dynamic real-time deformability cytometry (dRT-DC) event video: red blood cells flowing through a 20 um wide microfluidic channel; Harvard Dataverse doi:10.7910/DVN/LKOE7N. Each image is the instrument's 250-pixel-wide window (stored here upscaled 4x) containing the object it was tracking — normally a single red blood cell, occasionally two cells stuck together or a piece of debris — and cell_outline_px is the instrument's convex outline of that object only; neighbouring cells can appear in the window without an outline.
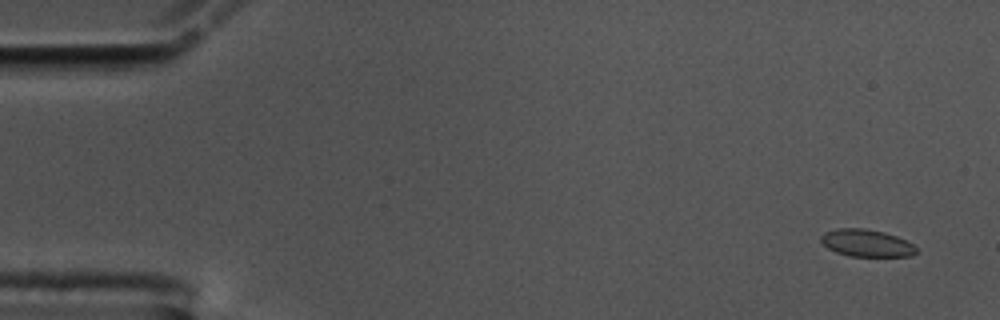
{"species": "common noctule bat (a hibernating species)", "species_latin": "Nyctalus noctula", "temperature_condition": "cold", "stored_images_in_passage": 18, "camera_frame_rate_fps": 3000, "um_per_image_px": 0.085, "animal": {"sex": "male", "body_mass_g": 17.5, "forearm_length_mm": 52.3}, "frame": {"image": 1, "passage_image": 3, "time_ms": 0.667, "image_size_px": [1000, 320], "cell_outline_px": [[916, 252], [912, 256], [852, 256], [836, 252], [828, 248], [820, 240], [820, 236], [824, 232], [836, 228], [864, 228], [884, 232], [896, 236], [912, 244], [916, 248]], "centroid_in_image_um": [73.62, 20.65], "position_along_channel_um": 11.4, "area_um2": 15.03}}
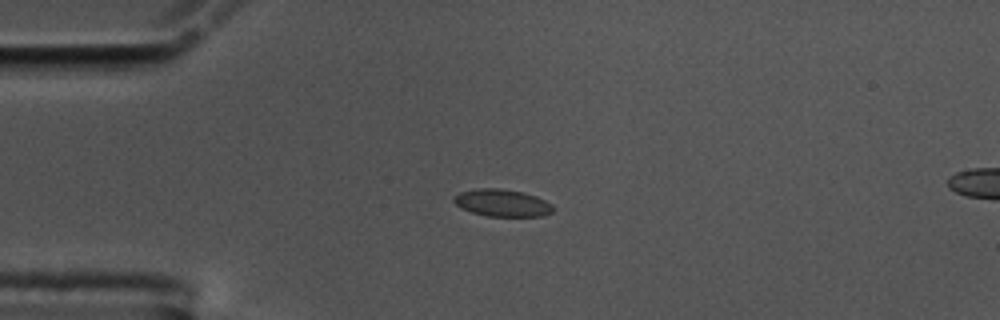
{"frame": {"image": 2, "passage_image": 14, "time_ms": 4.333, "image_size_px": [1000, 320], "cell_outline_px": [[552, 212], [544, 216], [488, 216], [472, 212], [460, 208], [452, 200], [452, 196], [460, 192], [476, 188], [500, 188], [524, 192], [536, 196], [552, 204]], "centroid_in_image_um": [42.65, 17.23], "position_along_channel_um": 42.3, "area_um2": 15.84}}